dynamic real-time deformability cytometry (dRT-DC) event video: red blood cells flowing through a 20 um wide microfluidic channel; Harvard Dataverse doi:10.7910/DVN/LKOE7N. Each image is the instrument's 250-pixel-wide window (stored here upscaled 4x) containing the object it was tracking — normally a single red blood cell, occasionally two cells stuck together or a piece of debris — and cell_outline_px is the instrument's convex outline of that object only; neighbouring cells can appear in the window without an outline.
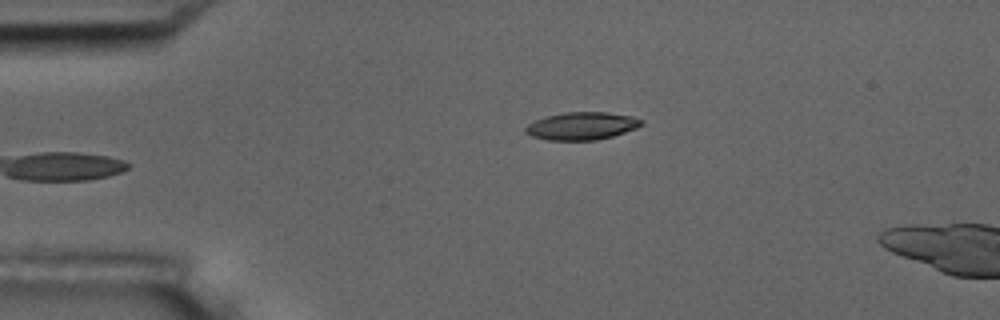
{"species": "common noctule bat (a hibernating species)", "species_latin": "Nyctalus noctula", "temperature_condition": "room temperature", "stored_images_in_passage": 5, "segment_of_instrument_passage": [2, 2], "camera_frame_rate_fps": 3000, "um_per_image_px": 0.085, "animal": {"sex": "male", "body_mass_g": 17.5, "forearm_length_mm": 52.3}, "frame": {"image": 1, "passage_image": 5, "time_ms": 4.667, "image_size_px": [1000, 320], "cell_outline_px": [[644, 124], [636, 128], [612, 136], [596, 140], [548, 140], [532, 136], [524, 132], [524, 128], [528, 124], [536, 120], [548, 116], [564, 112], [608, 112], [632, 116], [644, 120]], "centroid_in_image_um": [49.47, 10.7], "position_along_channel_um": 35.5, "area_um2": 18.67}}